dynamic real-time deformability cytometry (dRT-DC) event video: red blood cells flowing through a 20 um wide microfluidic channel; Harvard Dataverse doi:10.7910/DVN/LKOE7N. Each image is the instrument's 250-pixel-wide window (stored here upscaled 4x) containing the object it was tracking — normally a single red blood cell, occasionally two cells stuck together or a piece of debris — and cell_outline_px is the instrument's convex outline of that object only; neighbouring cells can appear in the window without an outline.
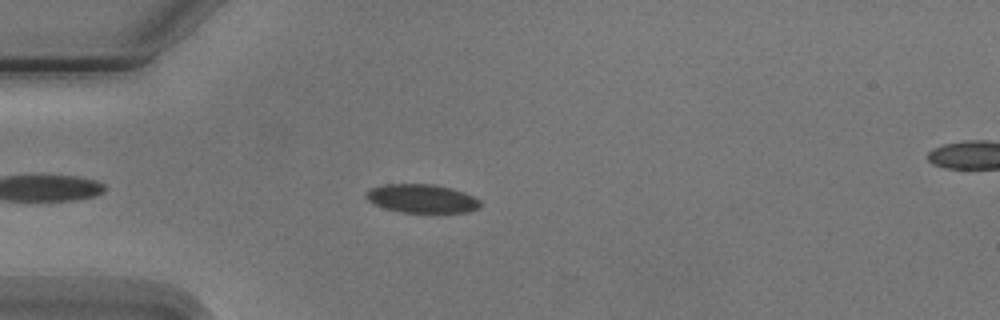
{"species": "Egyptian fruit bat (a non-hibernating species)", "species_latin": "Rousettus aegyptiacus", "temperature_condition": "cold", "stored_images_in_passage": 3, "camera_frame_rate_fps": 3000, "um_per_image_px": 0.085, "animal": {"sex": "male"}, "frame": {"image": 1, "passage_image": 3, "time_ms": 2.333, "image_size_px": [1000, 320], "cell_outline_px": [[480, 208], [468, 212], [400, 212], [384, 208], [368, 200], [364, 196], [372, 188], [384, 184], [432, 184], [452, 188], [464, 192], [480, 200]], "centroid_in_image_um": [35.88, 16.87], "position_along_channel_um": 49.1, "area_um2": 18.9}}